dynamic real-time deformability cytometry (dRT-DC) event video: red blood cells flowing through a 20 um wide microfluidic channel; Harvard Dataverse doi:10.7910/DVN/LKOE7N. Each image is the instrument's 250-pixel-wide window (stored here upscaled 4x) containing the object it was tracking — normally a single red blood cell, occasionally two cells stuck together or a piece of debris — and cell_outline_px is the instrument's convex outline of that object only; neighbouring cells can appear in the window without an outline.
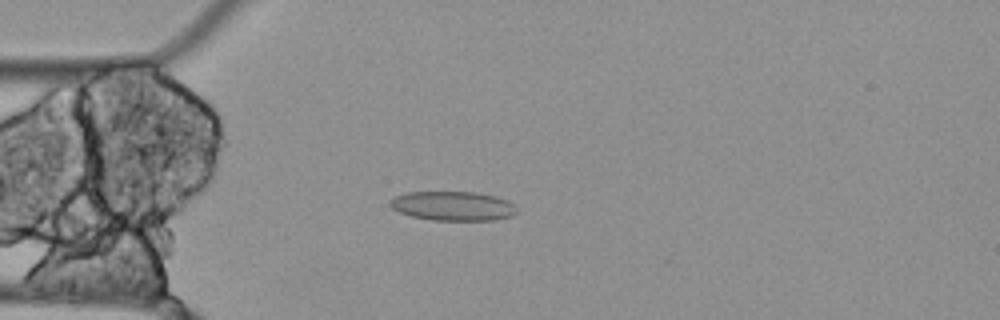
{"species": "Egyptian fruit bat (a non-hibernating species)", "species_latin": "Rousettus aegyptiacus", "temperature_condition": "cold", "stored_images_in_passage": 55, "camera_frame_rate_fps": 3000, "um_per_image_px": 0.085, "animal": {"sex": "female"}, "frame": {"image": 1, "passage_image": 14, "time_ms": 4.333, "image_size_px": [1000, 320], "cell_outline_px": [[516, 212], [512, 216], [496, 220], [432, 220], [412, 216], [400, 212], [392, 208], [388, 204], [388, 200], [396, 196], [408, 192], [476, 192], [496, 196], [508, 200], [516, 208]], "centroid_in_image_um": [38.49, 17.5], "position_along_channel_um": 46.5, "area_um2": 21.68}}
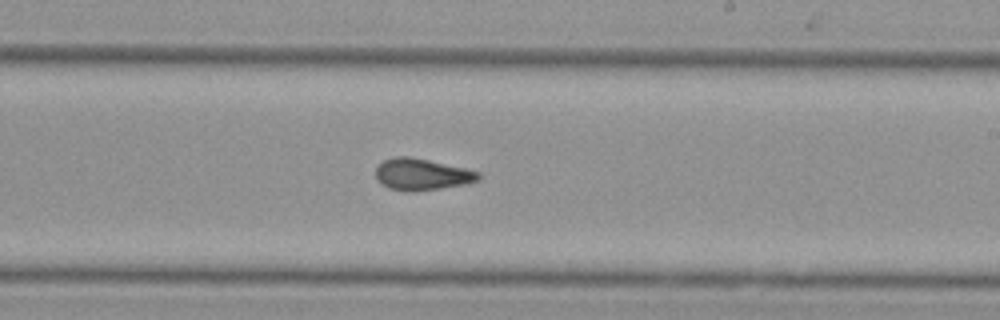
{"frame": {"image": 2, "passage_image": 32, "time_ms": 10.333, "image_size_px": [1000, 320], "cell_outline_px": [[480, 180], [468, 184], [440, 188], [408, 192], [388, 188], [376, 180], [376, 168], [384, 160], [396, 156], [408, 156], [428, 160], [464, 168], [480, 172]], "centroid_in_image_um": [35.86, 14.83], "position_along_channel_um": 253.1, "area_um2": 18.9}}
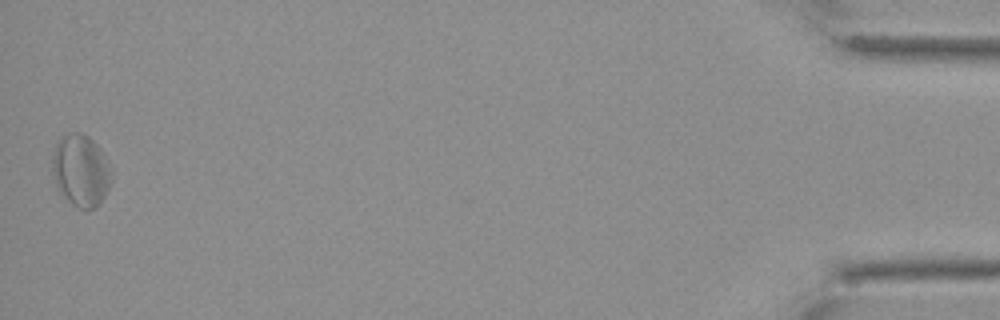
{"frame": {"image": 3, "passage_image": 55, "time_ms": 18.0, "image_size_px": [1000, 320], "cell_outline_px": [[112, 180], [100, 204], [92, 208], [80, 208], [72, 204], [68, 200], [56, 184], [52, 172], [52, 156], [56, 144], [60, 136], [68, 132], [80, 132], [88, 136], [100, 148], [112, 168]], "centroid_in_image_um": [6.88, 14.45], "position_along_channel_um": 428.3, "area_um2": 24.8}, "authors_computed_cell_mechanics": {"area_um2": 19.8832, "velocity_mm_per_s": 3.4804, "shape_relaxation_time_tau1_ms": null, "shape_relaxation_time_tau2_ms": 3.2553, "deformation_change_tau1": null, "deformation_change_tau2": 0.1148}}